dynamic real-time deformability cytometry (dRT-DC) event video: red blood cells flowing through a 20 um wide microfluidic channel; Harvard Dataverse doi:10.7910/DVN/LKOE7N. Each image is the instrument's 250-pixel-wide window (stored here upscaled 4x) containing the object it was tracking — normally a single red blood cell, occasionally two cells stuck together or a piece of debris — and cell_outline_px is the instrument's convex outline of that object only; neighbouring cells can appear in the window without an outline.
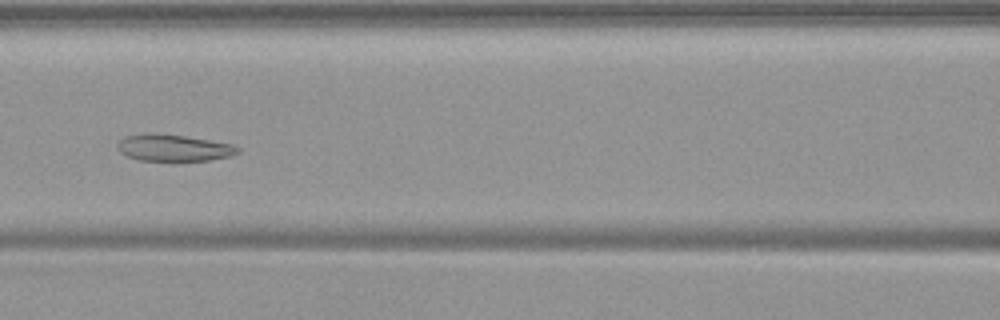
{"species": "common noctule bat (a hibernating species)", "species_latin": "Nyctalus noctula", "temperature_condition": "warm", "stored_images_in_passage": 56, "camera_frame_rate_fps": 3000, "um_per_image_px": 0.085, "animal": {"sex": "female", "body_mass_g": 19.9}, "frame": {"image": 1, "passage_image": 26, "time_ms": 8.333, "image_size_px": [1000, 320], "cell_outline_px": [[240, 152], [228, 156], [208, 160], [176, 164], [140, 160], [128, 156], [120, 152], [116, 148], [116, 144], [124, 136], [148, 132], [152, 132], [184, 136], [232, 144], [240, 148]], "centroid_in_image_um": [14.71, 12.6], "position_along_channel_um": 151.9, "area_um2": 19.59}}
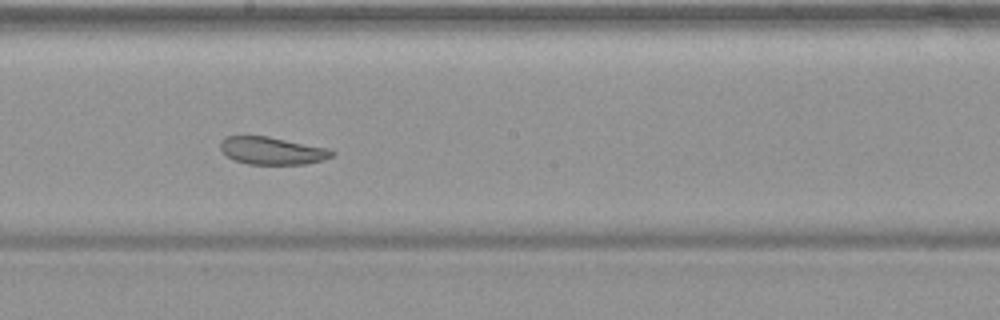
{"frame": {"image": 2, "passage_image": 32, "time_ms": 10.333, "image_size_px": [1000, 320], "cell_outline_px": [[336, 152], [332, 156], [324, 160], [304, 164], [248, 164], [236, 160], [228, 156], [220, 148], [220, 140], [224, 136], [268, 136], [328, 148]], "centroid_in_image_um": [23.14, 12.8], "position_along_channel_um": 225.1, "area_um2": 17.86}}
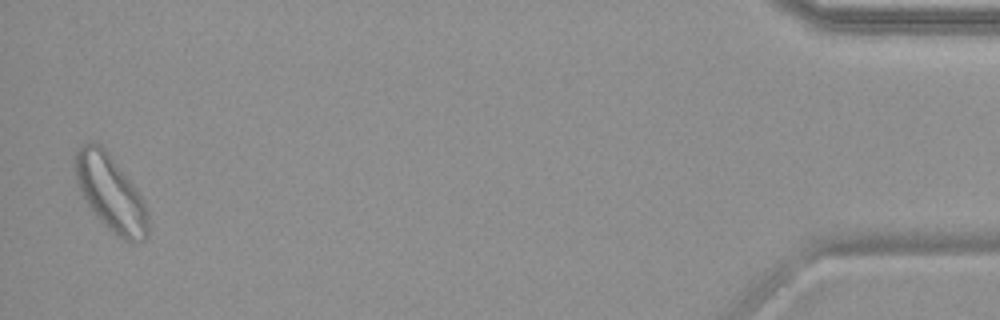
{"frame": {"image": 3, "passage_image": 55, "time_ms": 18.0, "image_size_px": [1000, 320], "cell_outline_px": [[148, 236], [144, 240], [132, 244], [124, 240], [108, 228], [96, 216], [80, 192], [76, 180], [76, 152], [84, 144], [100, 144], [104, 148], [136, 188], [148, 212]], "centroid_in_image_um": [9.43, 16.48], "position_along_channel_um": 425.8, "area_um2": 31.5}}